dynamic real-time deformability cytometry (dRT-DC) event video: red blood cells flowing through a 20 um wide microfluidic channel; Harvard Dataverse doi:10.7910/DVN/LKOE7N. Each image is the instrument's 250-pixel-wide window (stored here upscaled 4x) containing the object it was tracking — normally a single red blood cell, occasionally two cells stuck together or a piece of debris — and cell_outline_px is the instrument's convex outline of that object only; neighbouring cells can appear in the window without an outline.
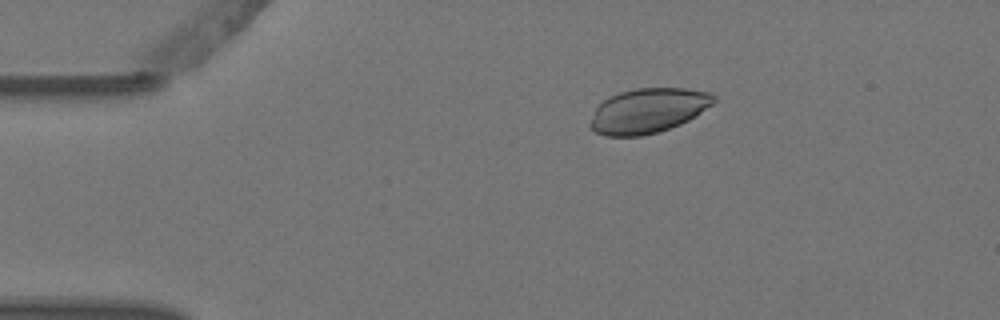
{"species": "Egyptian fruit bat (a non-hibernating species)", "species_latin": "Rousettus aegyptiacus", "temperature_condition": "warm", "stored_images_in_passage": 8, "camera_frame_rate_fps": 3000, "um_per_image_px": 0.085, "animal": {"sex": "female"}, "frame": {"image": 1, "passage_image": 2, "time_ms": 0.333, "image_size_px": [1000, 320], "cell_outline_px": [[716, 100], [712, 104], [696, 116], [680, 124], [656, 132], [640, 136], [604, 136], [596, 132], [588, 124], [596, 108], [604, 100], [620, 92], [636, 88], [684, 88], [712, 92], [716, 96]], "centroid_in_image_um": [55.11, 9.4], "position_along_channel_um": 29.9, "area_um2": 32.08}}